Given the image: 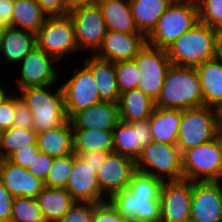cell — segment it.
Returning a JSON list of instances; mask_svg holds the SVG:
<instances>
[{"label":"cell","mask_w":222,"mask_h":222,"mask_svg":"<svg viewBox=\"0 0 222 222\" xmlns=\"http://www.w3.org/2000/svg\"><path fill=\"white\" fill-rule=\"evenodd\" d=\"M217 113V129L222 131V104L216 108Z\"/></svg>","instance_id":"681fc988"},{"label":"cell","mask_w":222,"mask_h":222,"mask_svg":"<svg viewBox=\"0 0 222 222\" xmlns=\"http://www.w3.org/2000/svg\"><path fill=\"white\" fill-rule=\"evenodd\" d=\"M112 140L113 153L136 161L142 149L152 142L149 120L131 123L120 120L112 131Z\"/></svg>","instance_id":"e0dca14e"},{"label":"cell","mask_w":222,"mask_h":222,"mask_svg":"<svg viewBox=\"0 0 222 222\" xmlns=\"http://www.w3.org/2000/svg\"><path fill=\"white\" fill-rule=\"evenodd\" d=\"M120 120L126 123L148 120L154 101L138 88L120 93L117 102Z\"/></svg>","instance_id":"484cf974"},{"label":"cell","mask_w":222,"mask_h":222,"mask_svg":"<svg viewBox=\"0 0 222 222\" xmlns=\"http://www.w3.org/2000/svg\"><path fill=\"white\" fill-rule=\"evenodd\" d=\"M134 222H163L161 219L155 220V221H134Z\"/></svg>","instance_id":"11a10c76"},{"label":"cell","mask_w":222,"mask_h":222,"mask_svg":"<svg viewBox=\"0 0 222 222\" xmlns=\"http://www.w3.org/2000/svg\"><path fill=\"white\" fill-rule=\"evenodd\" d=\"M93 202H75L70 210L57 222H92Z\"/></svg>","instance_id":"74e56055"},{"label":"cell","mask_w":222,"mask_h":222,"mask_svg":"<svg viewBox=\"0 0 222 222\" xmlns=\"http://www.w3.org/2000/svg\"><path fill=\"white\" fill-rule=\"evenodd\" d=\"M15 114V95L9 94L0 104V131L12 127Z\"/></svg>","instance_id":"7bdbcfd3"},{"label":"cell","mask_w":222,"mask_h":222,"mask_svg":"<svg viewBox=\"0 0 222 222\" xmlns=\"http://www.w3.org/2000/svg\"><path fill=\"white\" fill-rule=\"evenodd\" d=\"M73 166V153L65 156L55 157L44 181L49 188H66L67 181Z\"/></svg>","instance_id":"e575fe53"},{"label":"cell","mask_w":222,"mask_h":222,"mask_svg":"<svg viewBox=\"0 0 222 222\" xmlns=\"http://www.w3.org/2000/svg\"><path fill=\"white\" fill-rule=\"evenodd\" d=\"M37 133L34 130L11 127L1 131L0 159H6L15 150L30 145H37Z\"/></svg>","instance_id":"d6a6232c"},{"label":"cell","mask_w":222,"mask_h":222,"mask_svg":"<svg viewBox=\"0 0 222 222\" xmlns=\"http://www.w3.org/2000/svg\"><path fill=\"white\" fill-rule=\"evenodd\" d=\"M146 43L142 33H122L107 30L104 39L94 57L112 63L131 61Z\"/></svg>","instance_id":"ac0fdd59"},{"label":"cell","mask_w":222,"mask_h":222,"mask_svg":"<svg viewBox=\"0 0 222 222\" xmlns=\"http://www.w3.org/2000/svg\"><path fill=\"white\" fill-rule=\"evenodd\" d=\"M0 180L14 198H36L45 187L44 181L28 169L14 165L7 159H0Z\"/></svg>","instance_id":"ffe728a7"},{"label":"cell","mask_w":222,"mask_h":222,"mask_svg":"<svg viewBox=\"0 0 222 222\" xmlns=\"http://www.w3.org/2000/svg\"><path fill=\"white\" fill-rule=\"evenodd\" d=\"M162 183L161 179L136 171L128 188L114 193L108 200L126 220L155 221L161 219Z\"/></svg>","instance_id":"6da1fadb"},{"label":"cell","mask_w":222,"mask_h":222,"mask_svg":"<svg viewBox=\"0 0 222 222\" xmlns=\"http://www.w3.org/2000/svg\"><path fill=\"white\" fill-rule=\"evenodd\" d=\"M39 152L37 145H30L15 150L6 159L14 165L27 169Z\"/></svg>","instance_id":"60d3db41"},{"label":"cell","mask_w":222,"mask_h":222,"mask_svg":"<svg viewBox=\"0 0 222 222\" xmlns=\"http://www.w3.org/2000/svg\"><path fill=\"white\" fill-rule=\"evenodd\" d=\"M36 143L40 152L53 158L74 153L73 131L70 120L60 127L38 133Z\"/></svg>","instance_id":"4316f807"},{"label":"cell","mask_w":222,"mask_h":222,"mask_svg":"<svg viewBox=\"0 0 222 222\" xmlns=\"http://www.w3.org/2000/svg\"><path fill=\"white\" fill-rule=\"evenodd\" d=\"M74 152L111 151L113 153L112 131L100 129H72Z\"/></svg>","instance_id":"1f68e13d"},{"label":"cell","mask_w":222,"mask_h":222,"mask_svg":"<svg viewBox=\"0 0 222 222\" xmlns=\"http://www.w3.org/2000/svg\"><path fill=\"white\" fill-rule=\"evenodd\" d=\"M198 22L196 0H174L146 37V43L166 50L170 44Z\"/></svg>","instance_id":"5b68a950"},{"label":"cell","mask_w":222,"mask_h":222,"mask_svg":"<svg viewBox=\"0 0 222 222\" xmlns=\"http://www.w3.org/2000/svg\"><path fill=\"white\" fill-rule=\"evenodd\" d=\"M133 60L140 73L137 88L155 102L171 65L166 50L145 43Z\"/></svg>","instance_id":"30bf717a"},{"label":"cell","mask_w":222,"mask_h":222,"mask_svg":"<svg viewBox=\"0 0 222 222\" xmlns=\"http://www.w3.org/2000/svg\"><path fill=\"white\" fill-rule=\"evenodd\" d=\"M217 139L219 141V144L221 146V151H222V131H217Z\"/></svg>","instance_id":"db71d44e"},{"label":"cell","mask_w":222,"mask_h":222,"mask_svg":"<svg viewBox=\"0 0 222 222\" xmlns=\"http://www.w3.org/2000/svg\"><path fill=\"white\" fill-rule=\"evenodd\" d=\"M46 222H57L75 204V200L64 188L44 187L36 197Z\"/></svg>","instance_id":"f546056e"},{"label":"cell","mask_w":222,"mask_h":222,"mask_svg":"<svg viewBox=\"0 0 222 222\" xmlns=\"http://www.w3.org/2000/svg\"><path fill=\"white\" fill-rule=\"evenodd\" d=\"M54 158L39 152L32 163L27 167L28 171L42 181H45L49 170L51 169Z\"/></svg>","instance_id":"b9f144b4"},{"label":"cell","mask_w":222,"mask_h":222,"mask_svg":"<svg viewBox=\"0 0 222 222\" xmlns=\"http://www.w3.org/2000/svg\"><path fill=\"white\" fill-rule=\"evenodd\" d=\"M19 63L20 77L15 81L17 90L54 85L60 76V71L54 67L58 61L37 46Z\"/></svg>","instance_id":"4fadbf2b"},{"label":"cell","mask_w":222,"mask_h":222,"mask_svg":"<svg viewBox=\"0 0 222 222\" xmlns=\"http://www.w3.org/2000/svg\"><path fill=\"white\" fill-rule=\"evenodd\" d=\"M36 46L35 33L6 26L0 54L8 64L19 63Z\"/></svg>","instance_id":"d4e9b609"},{"label":"cell","mask_w":222,"mask_h":222,"mask_svg":"<svg viewBox=\"0 0 222 222\" xmlns=\"http://www.w3.org/2000/svg\"><path fill=\"white\" fill-rule=\"evenodd\" d=\"M218 57L222 58V28L218 30Z\"/></svg>","instance_id":"f907efd6"},{"label":"cell","mask_w":222,"mask_h":222,"mask_svg":"<svg viewBox=\"0 0 222 222\" xmlns=\"http://www.w3.org/2000/svg\"><path fill=\"white\" fill-rule=\"evenodd\" d=\"M105 1H109V0H97V4L105 2Z\"/></svg>","instance_id":"9f6ffc18"},{"label":"cell","mask_w":222,"mask_h":222,"mask_svg":"<svg viewBox=\"0 0 222 222\" xmlns=\"http://www.w3.org/2000/svg\"><path fill=\"white\" fill-rule=\"evenodd\" d=\"M199 21L214 29L222 28V0H196Z\"/></svg>","instance_id":"8d00e7d4"},{"label":"cell","mask_w":222,"mask_h":222,"mask_svg":"<svg viewBox=\"0 0 222 222\" xmlns=\"http://www.w3.org/2000/svg\"><path fill=\"white\" fill-rule=\"evenodd\" d=\"M183 179L192 182L222 180V151L217 137L181 153Z\"/></svg>","instance_id":"8992f818"},{"label":"cell","mask_w":222,"mask_h":222,"mask_svg":"<svg viewBox=\"0 0 222 222\" xmlns=\"http://www.w3.org/2000/svg\"><path fill=\"white\" fill-rule=\"evenodd\" d=\"M155 107L195 109L204 106L200 80L195 67L170 65Z\"/></svg>","instance_id":"7a4b0ae2"},{"label":"cell","mask_w":222,"mask_h":222,"mask_svg":"<svg viewBox=\"0 0 222 222\" xmlns=\"http://www.w3.org/2000/svg\"><path fill=\"white\" fill-rule=\"evenodd\" d=\"M4 85H2L0 83V104L2 103V101L9 95L8 91L5 87H3ZM7 92V93H6Z\"/></svg>","instance_id":"816d5d0a"},{"label":"cell","mask_w":222,"mask_h":222,"mask_svg":"<svg viewBox=\"0 0 222 222\" xmlns=\"http://www.w3.org/2000/svg\"><path fill=\"white\" fill-rule=\"evenodd\" d=\"M14 197L0 180V222H10Z\"/></svg>","instance_id":"bcb514c9"},{"label":"cell","mask_w":222,"mask_h":222,"mask_svg":"<svg viewBox=\"0 0 222 222\" xmlns=\"http://www.w3.org/2000/svg\"><path fill=\"white\" fill-rule=\"evenodd\" d=\"M148 120L152 141L176 145L181 120V110L154 107Z\"/></svg>","instance_id":"603a6c76"},{"label":"cell","mask_w":222,"mask_h":222,"mask_svg":"<svg viewBox=\"0 0 222 222\" xmlns=\"http://www.w3.org/2000/svg\"><path fill=\"white\" fill-rule=\"evenodd\" d=\"M68 15L74 24L78 51L86 49L94 54L107 33L99 6H81L69 11Z\"/></svg>","instance_id":"7c38bea8"},{"label":"cell","mask_w":222,"mask_h":222,"mask_svg":"<svg viewBox=\"0 0 222 222\" xmlns=\"http://www.w3.org/2000/svg\"><path fill=\"white\" fill-rule=\"evenodd\" d=\"M217 113L212 107L202 106L181 110L177 147L180 152L207 143L217 136Z\"/></svg>","instance_id":"ba28073f"},{"label":"cell","mask_w":222,"mask_h":222,"mask_svg":"<svg viewBox=\"0 0 222 222\" xmlns=\"http://www.w3.org/2000/svg\"><path fill=\"white\" fill-rule=\"evenodd\" d=\"M204 98V106L217 108L222 104V58L207 60L195 67Z\"/></svg>","instance_id":"7402d4cb"},{"label":"cell","mask_w":222,"mask_h":222,"mask_svg":"<svg viewBox=\"0 0 222 222\" xmlns=\"http://www.w3.org/2000/svg\"><path fill=\"white\" fill-rule=\"evenodd\" d=\"M192 222H222V181L192 182Z\"/></svg>","instance_id":"9a60e30c"},{"label":"cell","mask_w":222,"mask_h":222,"mask_svg":"<svg viewBox=\"0 0 222 222\" xmlns=\"http://www.w3.org/2000/svg\"><path fill=\"white\" fill-rule=\"evenodd\" d=\"M107 30L122 33H140L136 27L129 0H109L97 4Z\"/></svg>","instance_id":"83f0119b"},{"label":"cell","mask_w":222,"mask_h":222,"mask_svg":"<svg viewBox=\"0 0 222 222\" xmlns=\"http://www.w3.org/2000/svg\"><path fill=\"white\" fill-rule=\"evenodd\" d=\"M14 0H0V24L12 26Z\"/></svg>","instance_id":"7dc6e473"},{"label":"cell","mask_w":222,"mask_h":222,"mask_svg":"<svg viewBox=\"0 0 222 222\" xmlns=\"http://www.w3.org/2000/svg\"><path fill=\"white\" fill-rule=\"evenodd\" d=\"M10 222H46L36 198L15 197Z\"/></svg>","instance_id":"836d02e7"},{"label":"cell","mask_w":222,"mask_h":222,"mask_svg":"<svg viewBox=\"0 0 222 222\" xmlns=\"http://www.w3.org/2000/svg\"><path fill=\"white\" fill-rule=\"evenodd\" d=\"M192 181H163L160 190L161 220L186 222L190 220Z\"/></svg>","instance_id":"5bb4252c"},{"label":"cell","mask_w":222,"mask_h":222,"mask_svg":"<svg viewBox=\"0 0 222 222\" xmlns=\"http://www.w3.org/2000/svg\"><path fill=\"white\" fill-rule=\"evenodd\" d=\"M47 17L35 0H14L12 27L36 33Z\"/></svg>","instance_id":"4dcf8cb0"},{"label":"cell","mask_w":222,"mask_h":222,"mask_svg":"<svg viewBox=\"0 0 222 222\" xmlns=\"http://www.w3.org/2000/svg\"><path fill=\"white\" fill-rule=\"evenodd\" d=\"M51 86L23 88L17 93L33 115V130L37 134L60 127L69 120L61 86L55 92L49 90Z\"/></svg>","instance_id":"277c9868"},{"label":"cell","mask_w":222,"mask_h":222,"mask_svg":"<svg viewBox=\"0 0 222 222\" xmlns=\"http://www.w3.org/2000/svg\"><path fill=\"white\" fill-rule=\"evenodd\" d=\"M35 36L36 46L57 61L78 50L74 24L69 15L48 16Z\"/></svg>","instance_id":"9c48e42d"},{"label":"cell","mask_w":222,"mask_h":222,"mask_svg":"<svg viewBox=\"0 0 222 222\" xmlns=\"http://www.w3.org/2000/svg\"><path fill=\"white\" fill-rule=\"evenodd\" d=\"M136 169L162 181L183 179L181 152L177 145L150 142L136 160Z\"/></svg>","instance_id":"52a82bcc"},{"label":"cell","mask_w":222,"mask_h":222,"mask_svg":"<svg viewBox=\"0 0 222 222\" xmlns=\"http://www.w3.org/2000/svg\"><path fill=\"white\" fill-rule=\"evenodd\" d=\"M136 171V161L111 153L96 173L101 193L109 199L114 193L127 189Z\"/></svg>","instance_id":"2e32d148"},{"label":"cell","mask_w":222,"mask_h":222,"mask_svg":"<svg viewBox=\"0 0 222 222\" xmlns=\"http://www.w3.org/2000/svg\"><path fill=\"white\" fill-rule=\"evenodd\" d=\"M72 129H100L113 131L120 121L118 104L101 101L76 112L70 119Z\"/></svg>","instance_id":"44dd1931"},{"label":"cell","mask_w":222,"mask_h":222,"mask_svg":"<svg viewBox=\"0 0 222 222\" xmlns=\"http://www.w3.org/2000/svg\"><path fill=\"white\" fill-rule=\"evenodd\" d=\"M172 65L196 67L218 56V30L198 22L166 49Z\"/></svg>","instance_id":"3957f363"},{"label":"cell","mask_w":222,"mask_h":222,"mask_svg":"<svg viewBox=\"0 0 222 222\" xmlns=\"http://www.w3.org/2000/svg\"><path fill=\"white\" fill-rule=\"evenodd\" d=\"M83 63L93 73L100 99L117 103L120 92L117 86L115 63L98 59L93 55L85 58Z\"/></svg>","instance_id":"cb8c5ba5"},{"label":"cell","mask_w":222,"mask_h":222,"mask_svg":"<svg viewBox=\"0 0 222 222\" xmlns=\"http://www.w3.org/2000/svg\"><path fill=\"white\" fill-rule=\"evenodd\" d=\"M92 222H134L126 220L111 204L109 200L100 203H94L93 220Z\"/></svg>","instance_id":"f35d334b"},{"label":"cell","mask_w":222,"mask_h":222,"mask_svg":"<svg viewBox=\"0 0 222 222\" xmlns=\"http://www.w3.org/2000/svg\"><path fill=\"white\" fill-rule=\"evenodd\" d=\"M83 65L82 68L73 69L75 73L61 85L65 109L69 119L76 112L102 101L99 97L92 71L85 64Z\"/></svg>","instance_id":"8fae6325"},{"label":"cell","mask_w":222,"mask_h":222,"mask_svg":"<svg viewBox=\"0 0 222 222\" xmlns=\"http://www.w3.org/2000/svg\"><path fill=\"white\" fill-rule=\"evenodd\" d=\"M48 16L68 15L67 0H35Z\"/></svg>","instance_id":"f6af8a7d"},{"label":"cell","mask_w":222,"mask_h":222,"mask_svg":"<svg viewBox=\"0 0 222 222\" xmlns=\"http://www.w3.org/2000/svg\"><path fill=\"white\" fill-rule=\"evenodd\" d=\"M69 11L81 6L97 5V0H67Z\"/></svg>","instance_id":"c3c4849f"},{"label":"cell","mask_w":222,"mask_h":222,"mask_svg":"<svg viewBox=\"0 0 222 222\" xmlns=\"http://www.w3.org/2000/svg\"><path fill=\"white\" fill-rule=\"evenodd\" d=\"M33 115L27 105L15 95V114L12 127L33 130Z\"/></svg>","instance_id":"ab89813d"},{"label":"cell","mask_w":222,"mask_h":222,"mask_svg":"<svg viewBox=\"0 0 222 222\" xmlns=\"http://www.w3.org/2000/svg\"><path fill=\"white\" fill-rule=\"evenodd\" d=\"M115 73L120 93L137 88L140 73L134 60L116 62Z\"/></svg>","instance_id":"d590c367"},{"label":"cell","mask_w":222,"mask_h":222,"mask_svg":"<svg viewBox=\"0 0 222 222\" xmlns=\"http://www.w3.org/2000/svg\"><path fill=\"white\" fill-rule=\"evenodd\" d=\"M76 202L108 200L100 190L95 171L73 153V166L65 188Z\"/></svg>","instance_id":"d6986e66"},{"label":"cell","mask_w":222,"mask_h":222,"mask_svg":"<svg viewBox=\"0 0 222 222\" xmlns=\"http://www.w3.org/2000/svg\"><path fill=\"white\" fill-rule=\"evenodd\" d=\"M80 159L89 165L95 173L98 172L101 165L106 161L107 157L112 153L111 151H88V152H74Z\"/></svg>","instance_id":"ee69618b"},{"label":"cell","mask_w":222,"mask_h":222,"mask_svg":"<svg viewBox=\"0 0 222 222\" xmlns=\"http://www.w3.org/2000/svg\"><path fill=\"white\" fill-rule=\"evenodd\" d=\"M5 27H6L5 25L0 24V50L3 41Z\"/></svg>","instance_id":"f5cc1de1"},{"label":"cell","mask_w":222,"mask_h":222,"mask_svg":"<svg viewBox=\"0 0 222 222\" xmlns=\"http://www.w3.org/2000/svg\"><path fill=\"white\" fill-rule=\"evenodd\" d=\"M174 0H129L132 16L140 33L147 37L158 19Z\"/></svg>","instance_id":"f1b7e54d"}]
</instances>
